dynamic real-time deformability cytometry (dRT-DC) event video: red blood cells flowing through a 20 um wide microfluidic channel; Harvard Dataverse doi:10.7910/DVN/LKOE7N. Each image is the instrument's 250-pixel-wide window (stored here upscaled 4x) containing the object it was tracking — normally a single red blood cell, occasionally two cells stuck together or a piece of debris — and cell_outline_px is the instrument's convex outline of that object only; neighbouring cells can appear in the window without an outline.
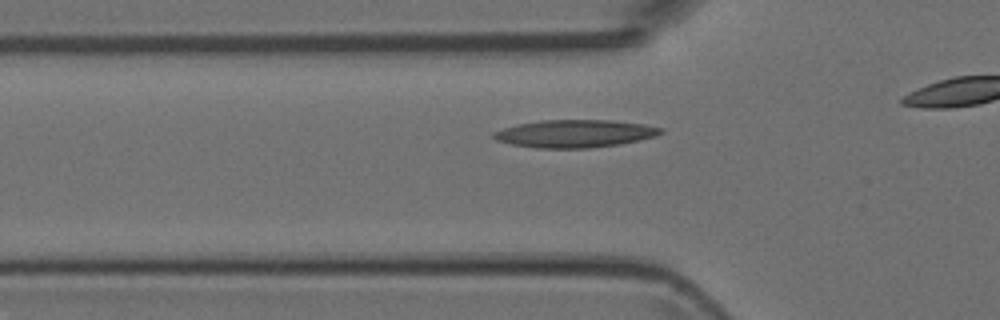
{"species": "Egyptian fruit bat (a non-hibernating species)", "species_latin": "Rousettus aegyptiacus", "temperature_condition": "room temperature", "stored_images_in_passage": 25, "camera_frame_rate_fps": 3000, "um_per_image_px": 0.085, "animal": {"sex": "female"}, "frame": {"image": 1, "passage_image": 10, "time_ms": 3.0, "image_size_px": [1000, 320], "cell_outline_px": [[664, 132], [656, 136], [640, 140], [620, 144], [588, 148], [536, 148], [512, 144], [496, 140], [492, 136], [492, 132], [516, 124], [544, 120], [612, 120], [644, 124], [664, 128]], "centroid_in_image_um": [48.89, 11.35], "position_along_channel_um": 76.9, "area_um2": 27.05}}
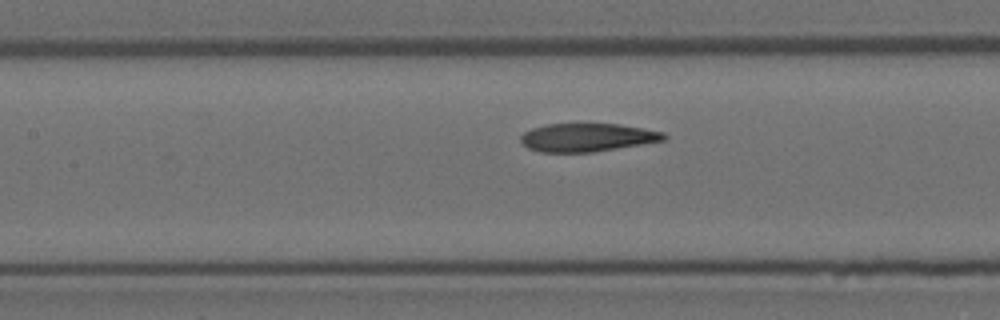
{"frame": {"image": 2, "passage_image": 16, "time_ms": 5.0, "image_size_px": [1000, 320], "cell_outline_px": [[668, 136], [664, 140], [592, 152], [540, 152], [528, 148], [520, 140], [520, 136], [524, 132], [532, 128], [548, 124], [620, 124], [664, 132]], "centroid_in_image_um": [49.89, 11.68], "position_along_channel_um": 157.5, "area_um2": 23.35}}
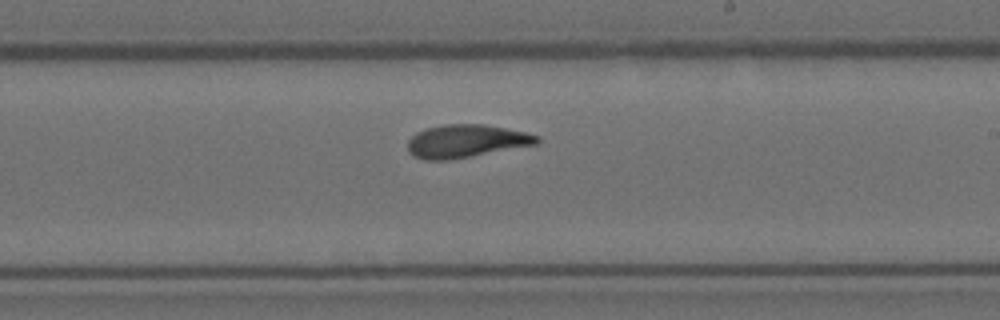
{"frame": {"image": 3, "passage_image": 23, "time_ms": 7.333, "image_size_px": [1000, 320], "cell_outline_px": [[540, 140], [536, 144], [448, 160], [424, 160], [412, 156], [408, 152], [408, 140], [416, 132], [428, 128], [444, 124], [484, 124], [524, 132], [540, 136]], "centroid_in_image_um": [39.57, 11.99], "position_along_channel_um": 249.4, "area_um2": 24.62}}